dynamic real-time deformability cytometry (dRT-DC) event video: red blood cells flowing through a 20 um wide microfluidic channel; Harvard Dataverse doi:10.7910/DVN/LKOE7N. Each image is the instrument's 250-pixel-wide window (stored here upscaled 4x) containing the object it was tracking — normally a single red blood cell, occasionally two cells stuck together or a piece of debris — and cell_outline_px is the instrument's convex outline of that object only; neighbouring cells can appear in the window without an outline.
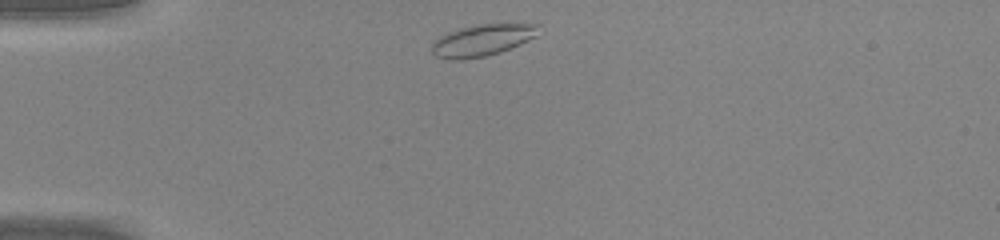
{"species": "common noctule bat (a hibernating species)", "species_latin": "Nyctalus noctula", "temperature_condition": "warm", "stored_images_in_passage": 30, "camera_frame_rate_fps": 3000, "um_per_image_px": 0.085, "animal": {"sex": "male", "body_mass_g": 20.0, "forearm_length_mm": 53.3}, "frame": {"image": 1, "passage_image": 1, "time_ms": 0.0, "image_size_px": [1000, 240], "cell_outline_px": [[540, 24], [536, 36], [520, 44], [500, 52], [484, 56], [460, 60], [448, 60], [436, 56], [432, 52], [432, 44], [440, 36], [448, 32], [460, 28], [476, 24]], "centroid_in_image_um": [40.97, 3.42], "position_along_channel_um": 44.0, "area_um2": 19.54}}
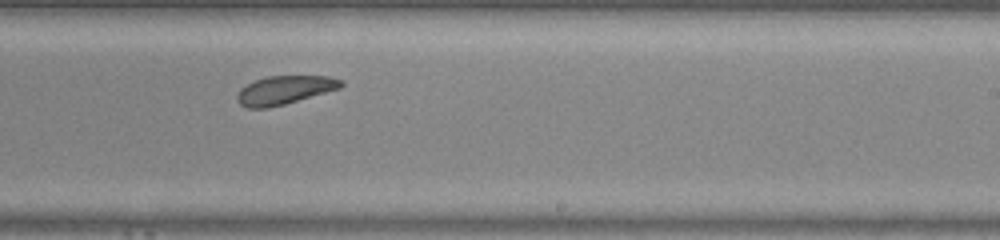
{"frame": {"image": 2, "passage_image": 19, "time_ms": 6.0, "image_size_px": [1000, 240], "cell_outline_px": [[344, 84], [340, 88], [284, 104], [268, 108], [248, 108], [240, 104], [236, 100], [236, 96], [240, 88], [256, 80], [268, 76], [328, 76], [344, 80]], "centroid_in_image_um": [24.18, 7.65], "position_along_channel_um": 264.8, "area_um2": 17.17}}
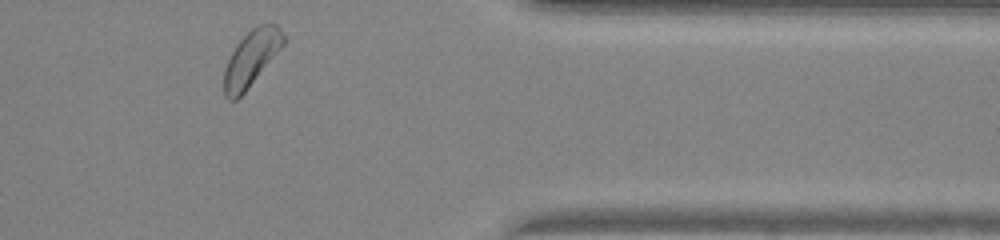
{"frame": {"image": 3, "passage_image": 29, "time_ms": 9.333, "image_size_px": [1000, 240], "cell_outline_px": [[284, 44], [244, 92], [236, 100], [228, 100], [224, 96], [224, 68], [236, 44], [252, 28], [260, 24], [276, 24], [280, 28], [284, 36]], "centroid_in_image_um": [21.33, 4.96], "position_along_channel_um": 390.1, "area_um2": 18.84}, "authors_computed_cell_mechanics": {"area_um2": 18.3515, "velocity_mm_per_s": 4.2234, "shape_relaxation_time_tau1_ms": 1.7987, "shape_relaxation_time_tau2_ms": 4.3582, "deformation_change_tau1": 0.0514, "deformation_change_tau2": 0.1013}}